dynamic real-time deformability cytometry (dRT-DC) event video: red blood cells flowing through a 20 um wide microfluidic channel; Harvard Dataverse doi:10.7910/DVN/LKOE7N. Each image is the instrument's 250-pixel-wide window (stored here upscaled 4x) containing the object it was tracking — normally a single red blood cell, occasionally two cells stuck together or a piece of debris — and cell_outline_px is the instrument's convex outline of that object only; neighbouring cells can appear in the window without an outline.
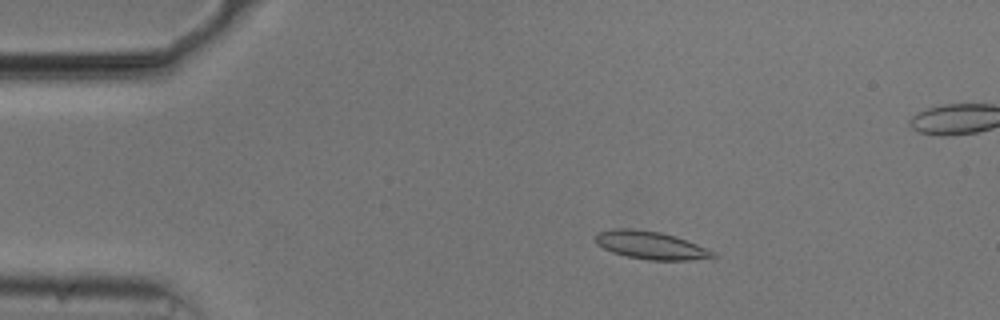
{"species": "common noctule bat (a hibernating species)", "species_latin": "Nyctalus noctula", "temperature_condition": "cold", "stored_images_in_passage": 55, "camera_frame_rate_fps": 3000, "um_per_image_px": 0.085, "animal": {"sex": "male", "body_mass_g": 20.5, "forearm_length_mm": 52.5}, "frame": {"image": 1, "passage_image": 10, "time_ms": 3.0, "image_size_px": [1000, 320], "cell_outline_px": [[716, 256], [688, 260], [648, 260], [628, 256], [612, 252], [596, 244], [596, 232], [616, 228], [632, 228], [660, 232], [696, 244], [716, 252]], "centroid_in_image_um": [55.26, 20.84], "position_along_channel_um": 29.7, "area_um2": 18.79}}
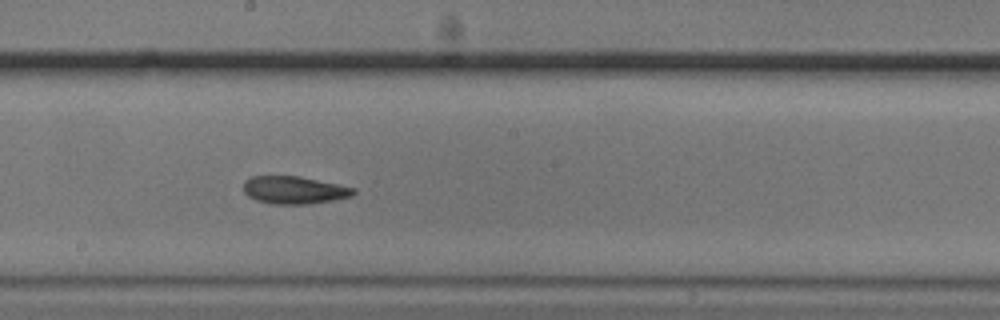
{"frame": {"image": 2, "passage_image": 30, "time_ms": 9.667, "image_size_px": [1000, 320], "cell_outline_px": [[356, 192], [352, 196], [332, 200], [308, 204], [272, 204], [256, 200], [248, 196], [244, 192], [244, 180], [252, 176], [296, 176], [356, 188]], "centroid_in_image_um": [24.98, 16.16], "position_along_channel_um": 223.2, "area_um2": 17.57}}
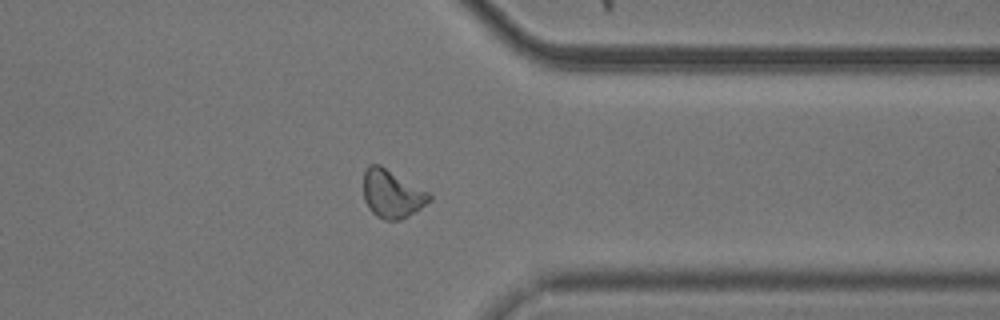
{"frame": {"image": 3, "passage_image": 43, "time_ms": 14.0, "image_size_px": [1000, 320], "cell_outline_px": [[432, 200], [408, 216], [400, 220], [384, 220], [376, 216], [368, 208], [364, 200], [364, 172], [372, 164], [380, 164], [428, 192], [432, 196]], "centroid_in_image_um": [33.31, 16.49], "position_along_channel_um": 378.1, "area_um2": 18.32}, "authors_computed_cell_mechanics": {"area_um2": 18.2648, "velocity_mm_per_s": 3.6967, "shape_relaxation_time_tau1_ms": 6.9843, "shape_relaxation_time_tau2_ms": 2.7269, "deformation_change_tau1": 0.15, "deformation_change_tau2": 0.093}}